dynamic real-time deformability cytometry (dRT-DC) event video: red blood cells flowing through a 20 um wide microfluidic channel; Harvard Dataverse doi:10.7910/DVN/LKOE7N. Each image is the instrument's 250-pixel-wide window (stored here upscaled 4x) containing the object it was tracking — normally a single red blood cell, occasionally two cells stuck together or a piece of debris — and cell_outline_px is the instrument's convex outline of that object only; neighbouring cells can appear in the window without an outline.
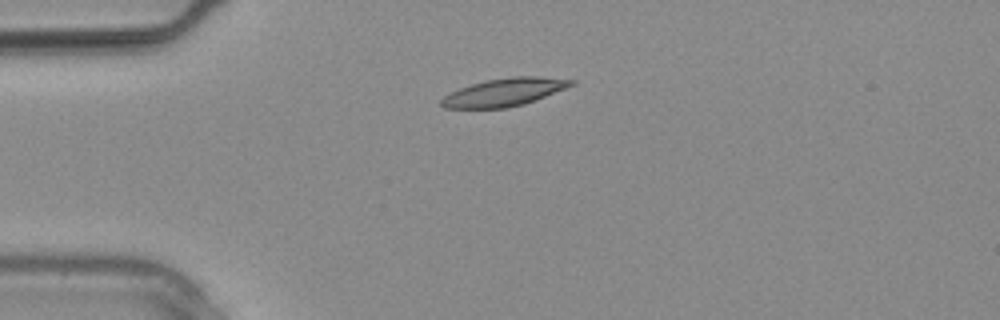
{"species": "common noctule bat (a hibernating species)", "species_latin": "Nyctalus noctula", "temperature_condition": "warm", "stored_images_in_passage": 13, "camera_frame_rate_fps": 3000, "um_per_image_px": 0.085, "animal": {"sex": "male", "body_mass_g": 20.4}, "frame": {"image": 1, "passage_image": 6, "time_ms": 1.667, "image_size_px": [1000, 320], "cell_outline_px": [[576, 84], [524, 104], [508, 108], [444, 108], [440, 104], [440, 100], [444, 96], [460, 88], [484, 80], [512, 76], [540, 76], [576, 80]], "centroid_in_image_um": [42.87, 7.83], "position_along_channel_um": 42.1, "area_um2": 21.1}}
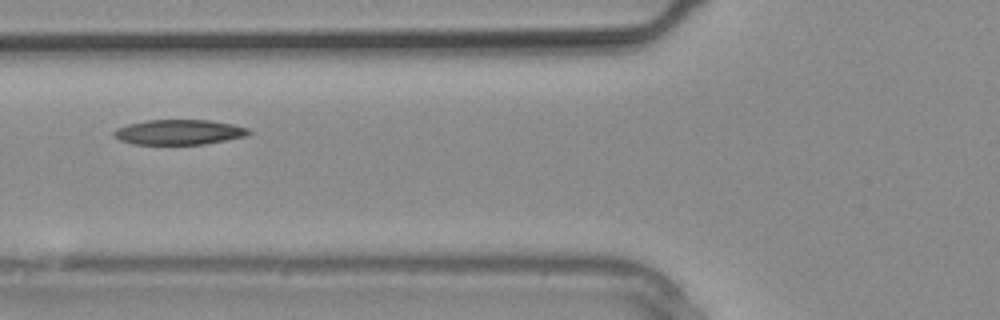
{"frame": {"image": 2, "passage_image": 10, "time_ms": 3.0, "image_size_px": [1000, 320], "cell_outline_px": [[252, 132], [248, 136], [204, 144], [132, 144], [120, 140], [112, 136], [112, 132], [116, 128], [128, 124], [148, 120], [208, 120], [232, 124], [248, 128]], "centroid_in_image_um": [15.2, 11.23], "position_along_channel_um": 110.6, "area_um2": 19.77}}